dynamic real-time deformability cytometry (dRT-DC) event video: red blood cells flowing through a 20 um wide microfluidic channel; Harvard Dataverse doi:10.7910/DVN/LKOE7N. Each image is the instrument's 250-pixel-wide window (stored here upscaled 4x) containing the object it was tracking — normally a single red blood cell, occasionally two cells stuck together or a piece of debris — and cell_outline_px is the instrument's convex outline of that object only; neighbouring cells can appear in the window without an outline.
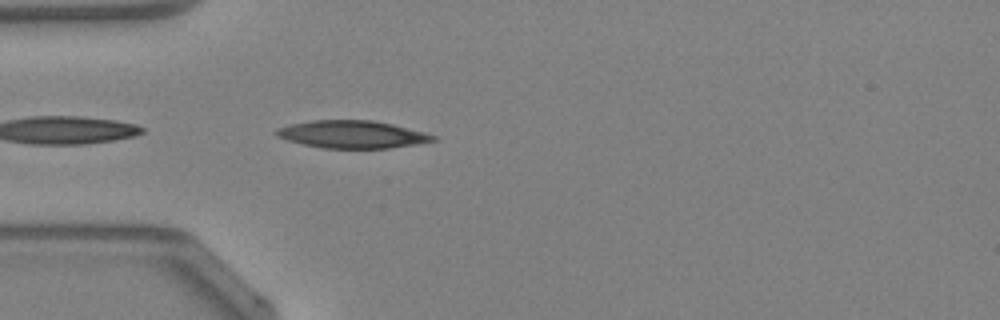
{"species": "Egyptian fruit bat (a non-hibernating species)", "species_latin": "Rousettus aegyptiacus", "temperature_condition": "warm", "stored_images_in_passage": 9, "camera_frame_rate_fps": 3000, "um_per_image_px": 0.085, "animal": {"sex": "female"}, "frame": {"image": 1, "passage_image": 1, "time_ms": 0.0, "image_size_px": [1000, 320], "cell_outline_px": [[436, 140], [416, 144], [388, 148], [324, 148], [304, 144], [288, 140], [276, 136], [272, 132], [276, 128], [288, 124], [312, 120], [372, 120], [392, 124], [424, 132], [436, 136]], "centroid_in_image_um": [29.88, 11.41], "position_along_channel_um": 55.1, "area_um2": 25.14}}